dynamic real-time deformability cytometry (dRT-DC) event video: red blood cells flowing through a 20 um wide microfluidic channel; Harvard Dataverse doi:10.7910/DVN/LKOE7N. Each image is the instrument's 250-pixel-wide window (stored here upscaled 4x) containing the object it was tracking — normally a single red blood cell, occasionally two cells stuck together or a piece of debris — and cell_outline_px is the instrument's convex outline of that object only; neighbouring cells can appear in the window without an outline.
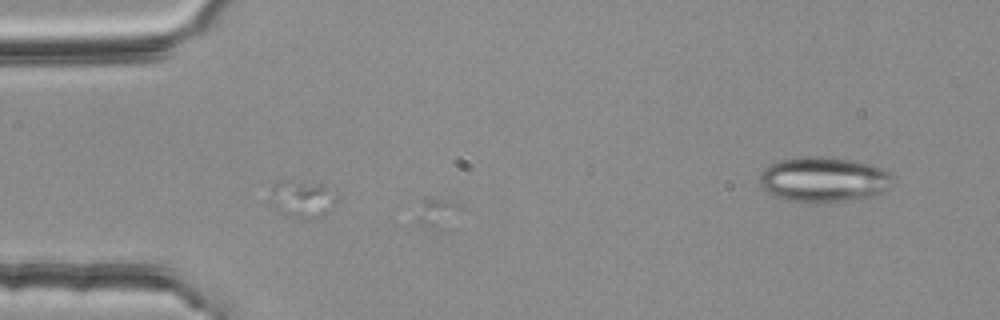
{"species": "common noctule bat (a hibernating species)", "species_latin": "Nyctalus noctula", "temperature_condition": "room temperature", "stored_images_in_passage": 17, "camera_frame_rate_fps": 3000, "um_per_image_px": 0.085, "animal": {"sex": "female", "body_mass_g": 25.1}, "frame": {"image": 1, "passage_image": 16, "time_ms": 5.0, "image_size_px": [1000, 320], "cell_outline_px": [[336, 200], [328, 212], [324, 216], [312, 220], [300, 220], [280, 212], [272, 204], [272, 188], [280, 180], [320, 180], [336, 196]], "centroid_in_image_um": [25.74, 16.9], "position_along_channel_um": 59.3, "area_um2": 14.91}}